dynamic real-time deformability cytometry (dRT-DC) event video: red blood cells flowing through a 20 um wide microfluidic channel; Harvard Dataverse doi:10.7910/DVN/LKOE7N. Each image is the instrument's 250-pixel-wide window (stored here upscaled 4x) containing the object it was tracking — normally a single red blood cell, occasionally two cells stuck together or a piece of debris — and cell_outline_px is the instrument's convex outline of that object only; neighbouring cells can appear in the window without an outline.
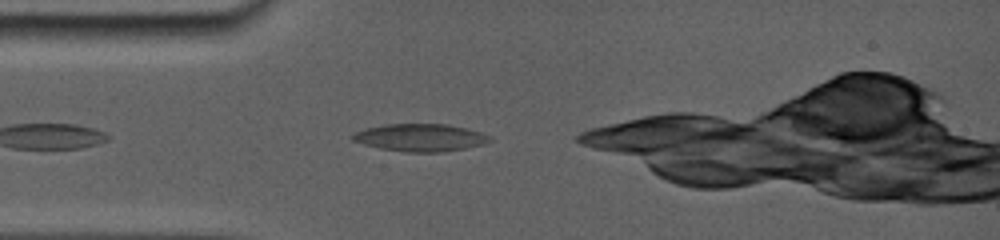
{"species": "common noctule bat (a hibernating species)", "species_latin": "Nyctalus noctula", "temperature_condition": "room temperature", "stored_images_in_passage": 9, "camera_frame_rate_fps": 5000, "um_per_image_px": 0.085, "animal": {"sex": "female", "body_mass_g": 19.0, "forearm_length_mm": 56.7}, "frame": {"image": 1, "passage_image": 2, "time_ms": 0.6, "image_size_px": [1000, 240], "cell_outline_px": [[480, 136], [476, 144], [460, 148], [436, 152], [408, 152], [384, 148], [352, 140], [352, 136], [356, 132], [368, 128], [388, 124], [444, 124], [464, 128], [476, 132]], "centroid_in_image_um": [35.49, 11.67], "position_along_channel_um": 49.5, "area_um2": 20.11}}
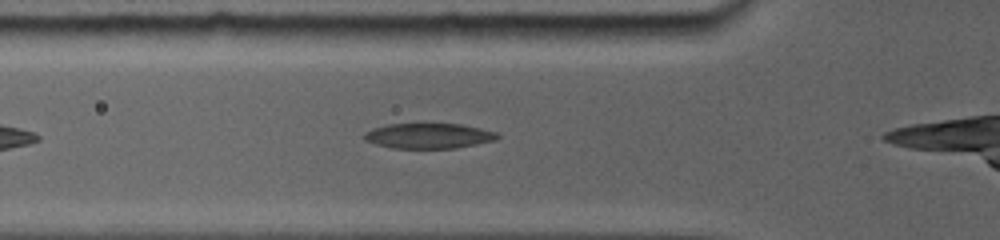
{"frame": {"image": 2, "passage_image": 4, "time_ms": 1.8, "image_size_px": [1000, 240], "cell_outline_px": [[500, 136], [492, 140], [452, 148], [396, 148], [376, 144], [368, 140], [364, 136], [368, 132], [376, 128], [388, 124], [460, 124], [492, 132]], "centroid_in_image_um": [36.4, 11.54], "position_along_channel_um": 89.4, "area_um2": 18.61}}
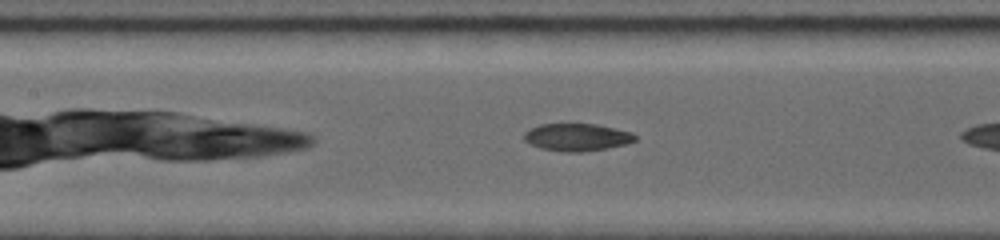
{"frame": {"image": 3, "passage_image": 7, "time_ms": 2.6, "image_size_px": [1000, 240], "cell_outline_px": [[636, 140], [624, 144], [604, 148], [580, 152], [568, 152], [544, 148], [532, 144], [524, 140], [524, 132], [540, 124], [596, 124], [628, 132], [636, 136]], "centroid_in_image_um": [49.01, 11.65], "position_along_channel_um": 158.4, "area_um2": 17.17}}